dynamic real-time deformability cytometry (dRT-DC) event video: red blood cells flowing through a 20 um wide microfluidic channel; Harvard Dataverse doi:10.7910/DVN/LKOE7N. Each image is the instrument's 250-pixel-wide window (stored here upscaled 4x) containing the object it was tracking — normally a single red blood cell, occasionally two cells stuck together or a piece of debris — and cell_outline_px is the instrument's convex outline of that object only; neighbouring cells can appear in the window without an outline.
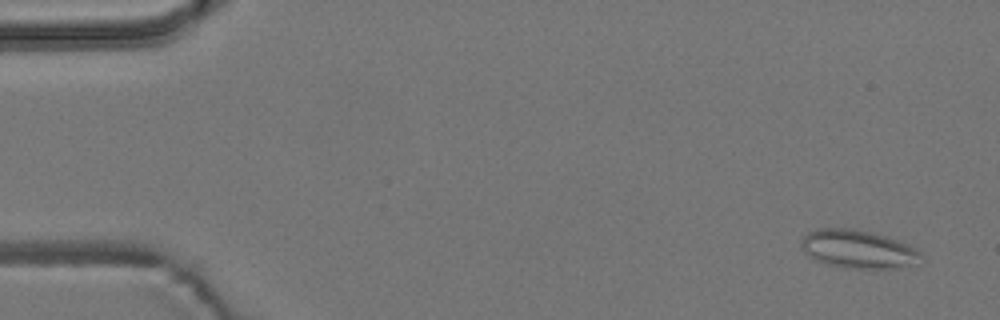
{"species": "common noctule bat (a hibernating species)", "species_latin": "Nyctalus noctula", "temperature_condition": "room temperature", "stored_images_in_passage": 10, "camera_frame_rate_fps": 3000, "um_per_image_px": 0.085, "animal": {"sex": "male", "body_mass_g": 19.2, "forearm_length_mm": 51.8}, "frame": {"image": 1, "passage_image": 3, "time_ms": 0.667, "image_size_px": [1000, 320], "cell_outline_px": [[920, 252], [916, 264], [892, 268], [844, 268], [828, 264], [816, 260], [808, 256], [804, 252], [800, 244], [800, 240], [808, 232], [820, 228], [852, 228], [884, 236], [896, 240]], "centroid_in_image_um": [72.83, 21.18], "position_along_channel_um": 12.2, "area_um2": 26.18}}